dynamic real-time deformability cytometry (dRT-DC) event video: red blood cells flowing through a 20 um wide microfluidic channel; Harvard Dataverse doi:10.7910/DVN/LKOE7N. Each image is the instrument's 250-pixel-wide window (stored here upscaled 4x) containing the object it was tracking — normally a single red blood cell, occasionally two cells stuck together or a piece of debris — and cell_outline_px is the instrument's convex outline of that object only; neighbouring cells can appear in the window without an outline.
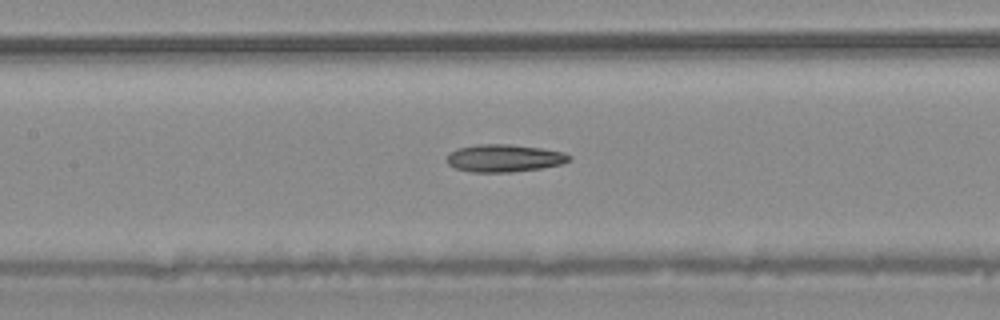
{"species": "common noctule bat (a hibernating species)", "species_latin": "Nyctalus noctula", "temperature_condition": "warm", "stored_images_in_passage": 47, "camera_frame_rate_fps": 3000, "um_per_image_px": 0.085, "animal": {"sex": "male", "body_mass_g": 20.4}, "frame": {"image": 1, "passage_image": 21, "time_ms": 6.667, "image_size_px": [1000, 320], "cell_outline_px": [[572, 160], [560, 164], [540, 168], [512, 172], [472, 172], [456, 168], [448, 164], [448, 152], [460, 148], [480, 144], [508, 144], [544, 148], [564, 152], [572, 156]], "centroid_in_image_um": [42.9, 13.44], "position_along_channel_um": 164.5, "area_um2": 19.59}}